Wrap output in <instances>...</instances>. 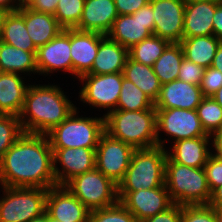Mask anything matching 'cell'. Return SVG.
Instances as JSON below:
<instances>
[{
    "label": "cell",
    "instance_id": "11",
    "mask_svg": "<svg viewBox=\"0 0 222 222\" xmlns=\"http://www.w3.org/2000/svg\"><path fill=\"white\" fill-rule=\"evenodd\" d=\"M154 34V13L148 3L132 15H118L107 37L130 49Z\"/></svg>",
    "mask_w": 222,
    "mask_h": 222
},
{
    "label": "cell",
    "instance_id": "20",
    "mask_svg": "<svg viewBox=\"0 0 222 222\" xmlns=\"http://www.w3.org/2000/svg\"><path fill=\"white\" fill-rule=\"evenodd\" d=\"M220 3L186 0L183 38L214 35L213 16Z\"/></svg>",
    "mask_w": 222,
    "mask_h": 222
},
{
    "label": "cell",
    "instance_id": "10",
    "mask_svg": "<svg viewBox=\"0 0 222 222\" xmlns=\"http://www.w3.org/2000/svg\"><path fill=\"white\" fill-rule=\"evenodd\" d=\"M135 148L104 132L96 148L95 168L117 185L123 179Z\"/></svg>",
    "mask_w": 222,
    "mask_h": 222
},
{
    "label": "cell",
    "instance_id": "3",
    "mask_svg": "<svg viewBox=\"0 0 222 222\" xmlns=\"http://www.w3.org/2000/svg\"><path fill=\"white\" fill-rule=\"evenodd\" d=\"M105 132L135 149L158 146L156 109L112 110L104 114Z\"/></svg>",
    "mask_w": 222,
    "mask_h": 222
},
{
    "label": "cell",
    "instance_id": "21",
    "mask_svg": "<svg viewBox=\"0 0 222 222\" xmlns=\"http://www.w3.org/2000/svg\"><path fill=\"white\" fill-rule=\"evenodd\" d=\"M117 16L114 0H85L82 16L76 29L107 35Z\"/></svg>",
    "mask_w": 222,
    "mask_h": 222
},
{
    "label": "cell",
    "instance_id": "25",
    "mask_svg": "<svg viewBox=\"0 0 222 222\" xmlns=\"http://www.w3.org/2000/svg\"><path fill=\"white\" fill-rule=\"evenodd\" d=\"M23 18L27 32L37 48L47 44L63 30L53 14L38 12L30 7L23 8Z\"/></svg>",
    "mask_w": 222,
    "mask_h": 222
},
{
    "label": "cell",
    "instance_id": "33",
    "mask_svg": "<svg viewBox=\"0 0 222 222\" xmlns=\"http://www.w3.org/2000/svg\"><path fill=\"white\" fill-rule=\"evenodd\" d=\"M196 112L208 135L213 137L222 129V107L212 97H204Z\"/></svg>",
    "mask_w": 222,
    "mask_h": 222
},
{
    "label": "cell",
    "instance_id": "9",
    "mask_svg": "<svg viewBox=\"0 0 222 222\" xmlns=\"http://www.w3.org/2000/svg\"><path fill=\"white\" fill-rule=\"evenodd\" d=\"M157 144L164 148L159 136L160 131L171 135L175 141L208 135L202 127L196 110L156 109Z\"/></svg>",
    "mask_w": 222,
    "mask_h": 222
},
{
    "label": "cell",
    "instance_id": "17",
    "mask_svg": "<svg viewBox=\"0 0 222 222\" xmlns=\"http://www.w3.org/2000/svg\"><path fill=\"white\" fill-rule=\"evenodd\" d=\"M70 50V29H63L47 44L37 48L36 63L38 73L49 74L62 70L72 74Z\"/></svg>",
    "mask_w": 222,
    "mask_h": 222
},
{
    "label": "cell",
    "instance_id": "49",
    "mask_svg": "<svg viewBox=\"0 0 222 222\" xmlns=\"http://www.w3.org/2000/svg\"><path fill=\"white\" fill-rule=\"evenodd\" d=\"M8 13H9L8 9L0 7V36H1L2 30H3L4 20H5Z\"/></svg>",
    "mask_w": 222,
    "mask_h": 222
},
{
    "label": "cell",
    "instance_id": "32",
    "mask_svg": "<svg viewBox=\"0 0 222 222\" xmlns=\"http://www.w3.org/2000/svg\"><path fill=\"white\" fill-rule=\"evenodd\" d=\"M154 107V102L132 81L123 77L117 108L115 110H149Z\"/></svg>",
    "mask_w": 222,
    "mask_h": 222
},
{
    "label": "cell",
    "instance_id": "40",
    "mask_svg": "<svg viewBox=\"0 0 222 222\" xmlns=\"http://www.w3.org/2000/svg\"><path fill=\"white\" fill-rule=\"evenodd\" d=\"M204 69L186 58H183L179 69L178 79L193 85H201Z\"/></svg>",
    "mask_w": 222,
    "mask_h": 222
},
{
    "label": "cell",
    "instance_id": "26",
    "mask_svg": "<svg viewBox=\"0 0 222 222\" xmlns=\"http://www.w3.org/2000/svg\"><path fill=\"white\" fill-rule=\"evenodd\" d=\"M0 41L24 51L37 53V47L27 32L23 8L9 11L4 20Z\"/></svg>",
    "mask_w": 222,
    "mask_h": 222
},
{
    "label": "cell",
    "instance_id": "22",
    "mask_svg": "<svg viewBox=\"0 0 222 222\" xmlns=\"http://www.w3.org/2000/svg\"><path fill=\"white\" fill-rule=\"evenodd\" d=\"M212 136H202L192 139L174 141L172 152L167 151V156L174 162L188 167H204L212 152L209 149ZM208 146V148H207Z\"/></svg>",
    "mask_w": 222,
    "mask_h": 222
},
{
    "label": "cell",
    "instance_id": "16",
    "mask_svg": "<svg viewBox=\"0 0 222 222\" xmlns=\"http://www.w3.org/2000/svg\"><path fill=\"white\" fill-rule=\"evenodd\" d=\"M45 212L58 222H88L90 210L65 186L48 189Z\"/></svg>",
    "mask_w": 222,
    "mask_h": 222
},
{
    "label": "cell",
    "instance_id": "4",
    "mask_svg": "<svg viewBox=\"0 0 222 222\" xmlns=\"http://www.w3.org/2000/svg\"><path fill=\"white\" fill-rule=\"evenodd\" d=\"M165 186L174 204L182 206L209 204L211 191L204 167L193 168L174 163L167 156Z\"/></svg>",
    "mask_w": 222,
    "mask_h": 222
},
{
    "label": "cell",
    "instance_id": "39",
    "mask_svg": "<svg viewBox=\"0 0 222 222\" xmlns=\"http://www.w3.org/2000/svg\"><path fill=\"white\" fill-rule=\"evenodd\" d=\"M222 86V72L213 67L204 69L200 88L204 97H211Z\"/></svg>",
    "mask_w": 222,
    "mask_h": 222
},
{
    "label": "cell",
    "instance_id": "7",
    "mask_svg": "<svg viewBox=\"0 0 222 222\" xmlns=\"http://www.w3.org/2000/svg\"><path fill=\"white\" fill-rule=\"evenodd\" d=\"M64 186L90 211L119 202L118 185L97 168L75 176Z\"/></svg>",
    "mask_w": 222,
    "mask_h": 222
},
{
    "label": "cell",
    "instance_id": "51",
    "mask_svg": "<svg viewBox=\"0 0 222 222\" xmlns=\"http://www.w3.org/2000/svg\"><path fill=\"white\" fill-rule=\"evenodd\" d=\"M30 222H51L50 217L45 212L41 216L32 219Z\"/></svg>",
    "mask_w": 222,
    "mask_h": 222
},
{
    "label": "cell",
    "instance_id": "13",
    "mask_svg": "<svg viewBox=\"0 0 222 222\" xmlns=\"http://www.w3.org/2000/svg\"><path fill=\"white\" fill-rule=\"evenodd\" d=\"M118 198L137 222L164 212L174 204L165 185L139 191H118Z\"/></svg>",
    "mask_w": 222,
    "mask_h": 222
},
{
    "label": "cell",
    "instance_id": "43",
    "mask_svg": "<svg viewBox=\"0 0 222 222\" xmlns=\"http://www.w3.org/2000/svg\"><path fill=\"white\" fill-rule=\"evenodd\" d=\"M59 0H35L30 6L35 11L55 14Z\"/></svg>",
    "mask_w": 222,
    "mask_h": 222
},
{
    "label": "cell",
    "instance_id": "42",
    "mask_svg": "<svg viewBox=\"0 0 222 222\" xmlns=\"http://www.w3.org/2000/svg\"><path fill=\"white\" fill-rule=\"evenodd\" d=\"M118 15H132L150 0H114Z\"/></svg>",
    "mask_w": 222,
    "mask_h": 222
},
{
    "label": "cell",
    "instance_id": "41",
    "mask_svg": "<svg viewBox=\"0 0 222 222\" xmlns=\"http://www.w3.org/2000/svg\"><path fill=\"white\" fill-rule=\"evenodd\" d=\"M140 222H181V205L173 204L166 211Z\"/></svg>",
    "mask_w": 222,
    "mask_h": 222
},
{
    "label": "cell",
    "instance_id": "52",
    "mask_svg": "<svg viewBox=\"0 0 222 222\" xmlns=\"http://www.w3.org/2000/svg\"><path fill=\"white\" fill-rule=\"evenodd\" d=\"M211 97L222 107V86Z\"/></svg>",
    "mask_w": 222,
    "mask_h": 222
},
{
    "label": "cell",
    "instance_id": "38",
    "mask_svg": "<svg viewBox=\"0 0 222 222\" xmlns=\"http://www.w3.org/2000/svg\"><path fill=\"white\" fill-rule=\"evenodd\" d=\"M208 187L211 193L222 185V160L215 154H211L204 165Z\"/></svg>",
    "mask_w": 222,
    "mask_h": 222
},
{
    "label": "cell",
    "instance_id": "18",
    "mask_svg": "<svg viewBox=\"0 0 222 222\" xmlns=\"http://www.w3.org/2000/svg\"><path fill=\"white\" fill-rule=\"evenodd\" d=\"M105 37L106 35L98 32L70 28L72 75L80 78L91 71L99 43Z\"/></svg>",
    "mask_w": 222,
    "mask_h": 222
},
{
    "label": "cell",
    "instance_id": "2",
    "mask_svg": "<svg viewBox=\"0 0 222 222\" xmlns=\"http://www.w3.org/2000/svg\"><path fill=\"white\" fill-rule=\"evenodd\" d=\"M61 90L53 84L29 85L19 115L24 133L46 135L76 109Z\"/></svg>",
    "mask_w": 222,
    "mask_h": 222
},
{
    "label": "cell",
    "instance_id": "8",
    "mask_svg": "<svg viewBox=\"0 0 222 222\" xmlns=\"http://www.w3.org/2000/svg\"><path fill=\"white\" fill-rule=\"evenodd\" d=\"M1 189H4V196L0 199V222H30L45 213L48 189L29 187Z\"/></svg>",
    "mask_w": 222,
    "mask_h": 222
},
{
    "label": "cell",
    "instance_id": "44",
    "mask_svg": "<svg viewBox=\"0 0 222 222\" xmlns=\"http://www.w3.org/2000/svg\"><path fill=\"white\" fill-rule=\"evenodd\" d=\"M213 31L214 36L222 41V3H220L215 10L213 16Z\"/></svg>",
    "mask_w": 222,
    "mask_h": 222
},
{
    "label": "cell",
    "instance_id": "5",
    "mask_svg": "<svg viewBox=\"0 0 222 222\" xmlns=\"http://www.w3.org/2000/svg\"><path fill=\"white\" fill-rule=\"evenodd\" d=\"M167 150L161 146L135 149L118 191H139L165 185Z\"/></svg>",
    "mask_w": 222,
    "mask_h": 222
},
{
    "label": "cell",
    "instance_id": "31",
    "mask_svg": "<svg viewBox=\"0 0 222 222\" xmlns=\"http://www.w3.org/2000/svg\"><path fill=\"white\" fill-rule=\"evenodd\" d=\"M169 44V41L152 34L133 45L129 49V57L138 63L153 66Z\"/></svg>",
    "mask_w": 222,
    "mask_h": 222
},
{
    "label": "cell",
    "instance_id": "14",
    "mask_svg": "<svg viewBox=\"0 0 222 222\" xmlns=\"http://www.w3.org/2000/svg\"><path fill=\"white\" fill-rule=\"evenodd\" d=\"M154 13V35L180 43L183 39L186 0H150Z\"/></svg>",
    "mask_w": 222,
    "mask_h": 222
},
{
    "label": "cell",
    "instance_id": "15",
    "mask_svg": "<svg viewBox=\"0 0 222 222\" xmlns=\"http://www.w3.org/2000/svg\"><path fill=\"white\" fill-rule=\"evenodd\" d=\"M54 174L58 186H64L77 175L95 168L96 148H52ZM57 163L61 164L60 170Z\"/></svg>",
    "mask_w": 222,
    "mask_h": 222
},
{
    "label": "cell",
    "instance_id": "53",
    "mask_svg": "<svg viewBox=\"0 0 222 222\" xmlns=\"http://www.w3.org/2000/svg\"><path fill=\"white\" fill-rule=\"evenodd\" d=\"M217 222H222V207H213Z\"/></svg>",
    "mask_w": 222,
    "mask_h": 222
},
{
    "label": "cell",
    "instance_id": "36",
    "mask_svg": "<svg viewBox=\"0 0 222 222\" xmlns=\"http://www.w3.org/2000/svg\"><path fill=\"white\" fill-rule=\"evenodd\" d=\"M88 222H137L131 212H129L120 202L117 204L90 211Z\"/></svg>",
    "mask_w": 222,
    "mask_h": 222
},
{
    "label": "cell",
    "instance_id": "46",
    "mask_svg": "<svg viewBox=\"0 0 222 222\" xmlns=\"http://www.w3.org/2000/svg\"><path fill=\"white\" fill-rule=\"evenodd\" d=\"M208 205L211 207H222V185L211 193Z\"/></svg>",
    "mask_w": 222,
    "mask_h": 222
},
{
    "label": "cell",
    "instance_id": "6",
    "mask_svg": "<svg viewBox=\"0 0 222 222\" xmlns=\"http://www.w3.org/2000/svg\"><path fill=\"white\" fill-rule=\"evenodd\" d=\"M105 132V117H79L77 108L46 134L51 148H97Z\"/></svg>",
    "mask_w": 222,
    "mask_h": 222
},
{
    "label": "cell",
    "instance_id": "47",
    "mask_svg": "<svg viewBox=\"0 0 222 222\" xmlns=\"http://www.w3.org/2000/svg\"><path fill=\"white\" fill-rule=\"evenodd\" d=\"M211 67L216 68L222 72V41L217 48Z\"/></svg>",
    "mask_w": 222,
    "mask_h": 222
},
{
    "label": "cell",
    "instance_id": "12",
    "mask_svg": "<svg viewBox=\"0 0 222 222\" xmlns=\"http://www.w3.org/2000/svg\"><path fill=\"white\" fill-rule=\"evenodd\" d=\"M123 72L114 74H85L79 78L83 88L79 92L80 100L94 107L109 109L117 108L123 81ZM85 81V83H84Z\"/></svg>",
    "mask_w": 222,
    "mask_h": 222
},
{
    "label": "cell",
    "instance_id": "54",
    "mask_svg": "<svg viewBox=\"0 0 222 222\" xmlns=\"http://www.w3.org/2000/svg\"><path fill=\"white\" fill-rule=\"evenodd\" d=\"M189 1H201V0H189ZM205 1H212L216 3H222V0H205Z\"/></svg>",
    "mask_w": 222,
    "mask_h": 222
},
{
    "label": "cell",
    "instance_id": "27",
    "mask_svg": "<svg viewBox=\"0 0 222 222\" xmlns=\"http://www.w3.org/2000/svg\"><path fill=\"white\" fill-rule=\"evenodd\" d=\"M220 42L214 35H208L183 38L180 44L184 58L206 69L211 67Z\"/></svg>",
    "mask_w": 222,
    "mask_h": 222
},
{
    "label": "cell",
    "instance_id": "48",
    "mask_svg": "<svg viewBox=\"0 0 222 222\" xmlns=\"http://www.w3.org/2000/svg\"><path fill=\"white\" fill-rule=\"evenodd\" d=\"M16 0H0V7L8 9L9 11L17 10Z\"/></svg>",
    "mask_w": 222,
    "mask_h": 222
},
{
    "label": "cell",
    "instance_id": "28",
    "mask_svg": "<svg viewBox=\"0 0 222 222\" xmlns=\"http://www.w3.org/2000/svg\"><path fill=\"white\" fill-rule=\"evenodd\" d=\"M124 78L132 81L154 103L159 97L162 84L153 71V67L138 63L128 57L123 69Z\"/></svg>",
    "mask_w": 222,
    "mask_h": 222
},
{
    "label": "cell",
    "instance_id": "30",
    "mask_svg": "<svg viewBox=\"0 0 222 222\" xmlns=\"http://www.w3.org/2000/svg\"><path fill=\"white\" fill-rule=\"evenodd\" d=\"M183 58L184 52L180 43H170L166 47L152 66L162 85L178 79Z\"/></svg>",
    "mask_w": 222,
    "mask_h": 222
},
{
    "label": "cell",
    "instance_id": "50",
    "mask_svg": "<svg viewBox=\"0 0 222 222\" xmlns=\"http://www.w3.org/2000/svg\"><path fill=\"white\" fill-rule=\"evenodd\" d=\"M34 1L35 0H17L16 1L17 9L24 8V7H30Z\"/></svg>",
    "mask_w": 222,
    "mask_h": 222
},
{
    "label": "cell",
    "instance_id": "1",
    "mask_svg": "<svg viewBox=\"0 0 222 222\" xmlns=\"http://www.w3.org/2000/svg\"><path fill=\"white\" fill-rule=\"evenodd\" d=\"M2 187L57 186L53 150L46 135L23 133L0 161Z\"/></svg>",
    "mask_w": 222,
    "mask_h": 222
},
{
    "label": "cell",
    "instance_id": "45",
    "mask_svg": "<svg viewBox=\"0 0 222 222\" xmlns=\"http://www.w3.org/2000/svg\"><path fill=\"white\" fill-rule=\"evenodd\" d=\"M212 138L213 140L211 141V143L213 142V149L216 151L214 152V154L222 160V129L217 132Z\"/></svg>",
    "mask_w": 222,
    "mask_h": 222
},
{
    "label": "cell",
    "instance_id": "24",
    "mask_svg": "<svg viewBox=\"0 0 222 222\" xmlns=\"http://www.w3.org/2000/svg\"><path fill=\"white\" fill-rule=\"evenodd\" d=\"M129 57V49L109 39L107 36L99 43L92 69L88 74H114L123 72Z\"/></svg>",
    "mask_w": 222,
    "mask_h": 222
},
{
    "label": "cell",
    "instance_id": "35",
    "mask_svg": "<svg viewBox=\"0 0 222 222\" xmlns=\"http://www.w3.org/2000/svg\"><path fill=\"white\" fill-rule=\"evenodd\" d=\"M85 0H59L55 18L63 29L76 28L79 25Z\"/></svg>",
    "mask_w": 222,
    "mask_h": 222
},
{
    "label": "cell",
    "instance_id": "29",
    "mask_svg": "<svg viewBox=\"0 0 222 222\" xmlns=\"http://www.w3.org/2000/svg\"><path fill=\"white\" fill-rule=\"evenodd\" d=\"M37 72L36 54L0 41V72Z\"/></svg>",
    "mask_w": 222,
    "mask_h": 222
},
{
    "label": "cell",
    "instance_id": "23",
    "mask_svg": "<svg viewBox=\"0 0 222 222\" xmlns=\"http://www.w3.org/2000/svg\"><path fill=\"white\" fill-rule=\"evenodd\" d=\"M17 73L0 72V114L19 117L29 85Z\"/></svg>",
    "mask_w": 222,
    "mask_h": 222
},
{
    "label": "cell",
    "instance_id": "19",
    "mask_svg": "<svg viewBox=\"0 0 222 222\" xmlns=\"http://www.w3.org/2000/svg\"><path fill=\"white\" fill-rule=\"evenodd\" d=\"M203 98L200 86L176 79L162 85L154 107L155 109L196 110Z\"/></svg>",
    "mask_w": 222,
    "mask_h": 222
},
{
    "label": "cell",
    "instance_id": "34",
    "mask_svg": "<svg viewBox=\"0 0 222 222\" xmlns=\"http://www.w3.org/2000/svg\"><path fill=\"white\" fill-rule=\"evenodd\" d=\"M19 117L0 114V161L6 151L23 135Z\"/></svg>",
    "mask_w": 222,
    "mask_h": 222
},
{
    "label": "cell",
    "instance_id": "37",
    "mask_svg": "<svg viewBox=\"0 0 222 222\" xmlns=\"http://www.w3.org/2000/svg\"><path fill=\"white\" fill-rule=\"evenodd\" d=\"M181 222H217L209 205H181Z\"/></svg>",
    "mask_w": 222,
    "mask_h": 222
}]
</instances>
